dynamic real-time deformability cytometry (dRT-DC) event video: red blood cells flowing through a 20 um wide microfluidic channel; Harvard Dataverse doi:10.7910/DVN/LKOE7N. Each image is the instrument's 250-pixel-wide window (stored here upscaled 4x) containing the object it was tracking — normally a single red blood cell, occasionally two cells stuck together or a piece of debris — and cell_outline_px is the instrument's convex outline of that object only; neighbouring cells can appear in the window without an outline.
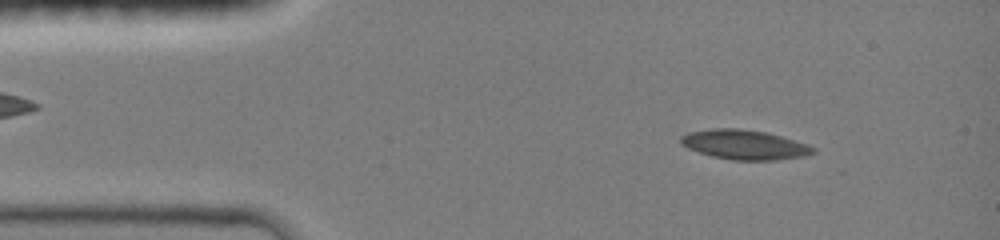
{"species": "common noctule bat (a hibernating species)", "species_latin": "Nyctalus noctula", "temperature_condition": "room temperature", "stored_images_in_passage": 8, "camera_frame_rate_fps": 3000, "um_per_image_px": 0.085, "animal": {"sex": "female", "body_mass_g": 19.0, "forearm_length_mm": 51.5}, "frame": {"image": 1, "passage_image": 3, "time_ms": 1.333, "image_size_px": [1000, 240], "cell_outline_px": [[816, 152], [804, 156], [772, 160], [736, 160], [712, 156], [688, 148], [680, 144], [680, 136], [688, 132], [716, 128], [740, 128], [764, 132], [780, 136], [816, 148]], "centroid_in_image_um": [63.24, 12.29], "position_along_channel_um": 21.8, "area_um2": 22.48}}
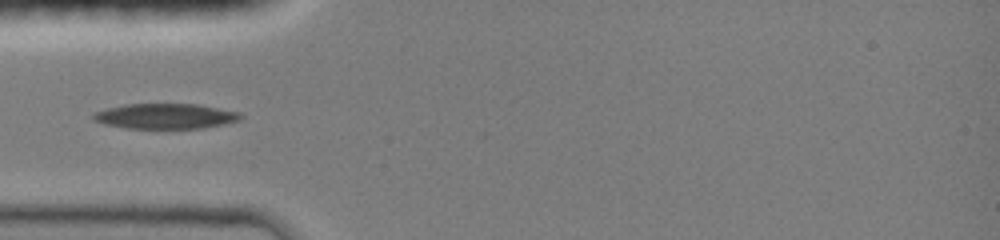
{"frame": {"image": 2, "passage_image": 7, "time_ms": 4.0, "image_size_px": [1000, 240], "cell_outline_px": [[244, 116], [240, 120], [224, 124], [204, 128], [128, 128], [104, 124], [92, 120], [92, 112], [124, 104], [196, 104], [240, 112]], "centroid_in_image_um": [14.05, 9.87], "position_along_channel_um": 70.9, "area_um2": 21.73}}